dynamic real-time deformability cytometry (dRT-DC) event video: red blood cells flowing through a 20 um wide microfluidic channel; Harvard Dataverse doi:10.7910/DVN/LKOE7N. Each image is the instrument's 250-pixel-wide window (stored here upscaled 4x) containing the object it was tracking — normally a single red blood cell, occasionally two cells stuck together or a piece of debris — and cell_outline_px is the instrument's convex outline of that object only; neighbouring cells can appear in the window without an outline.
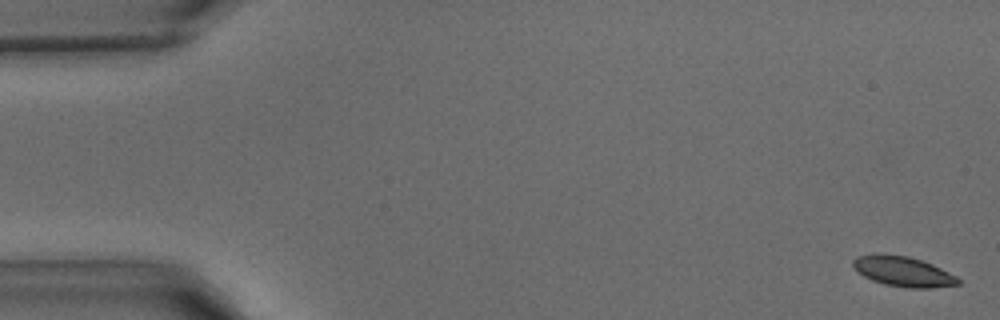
{"species": "common noctule bat (a hibernating species)", "species_latin": "Nyctalus noctula", "temperature_condition": "warm", "stored_images_in_passage": 42, "camera_frame_rate_fps": 3000, "um_per_image_px": 0.085, "animal": {"sex": "male", "body_mass_g": 15.6}, "frame": {"image": 1, "passage_image": 1, "time_ms": 0.0, "image_size_px": [1000, 320], "cell_outline_px": [[960, 284], [928, 288], [908, 288], [884, 284], [872, 280], [856, 272], [852, 264], [852, 260], [856, 256], [872, 252], [908, 256], [932, 264], [956, 276], [960, 280]], "centroid_in_image_um": [76.69, 23.05], "position_along_channel_um": 8.3, "area_um2": 18.61}}
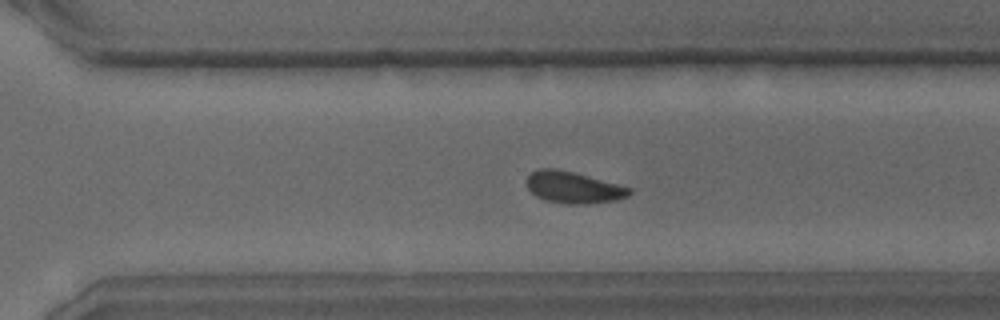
{"frame": {"image": 2, "passage_image": 29, "time_ms": 9.333, "image_size_px": [1000, 320], "cell_outline_px": [[632, 192], [628, 196], [612, 200], [584, 204], [568, 204], [544, 200], [536, 196], [524, 184], [524, 180], [532, 172], [540, 168], [556, 168], [588, 176], [632, 188]], "centroid_in_image_um": [48.68, 15.92], "position_along_channel_um": 321.9, "area_um2": 18.84}}
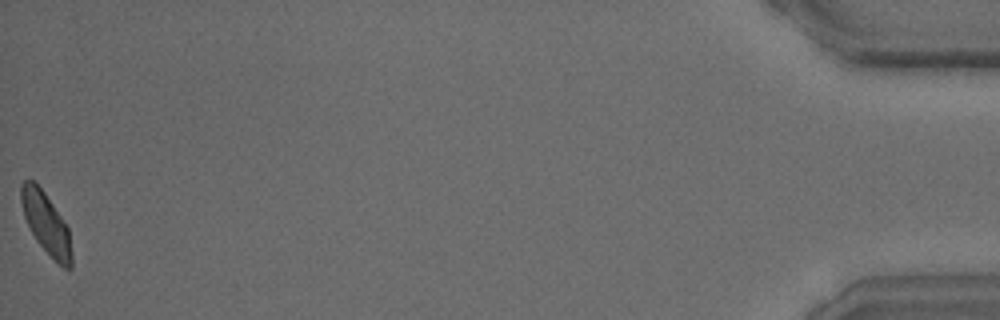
{"frame": {"image": 3, "passage_image": 42, "time_ms": 13.667, "image_size_px": [1000, 320], "cell_outline_px": [[72, 268], [64, 268], [36, 240], [24, 216], [20, 200], [20, 184], [24, 180], [32, 180], [44, 192], [68, 228], [72, 252]], "centroid_in_image_um": [3.91, 18.97], "position_along_channel_um": 431.3, "area_um2": 17.51}}